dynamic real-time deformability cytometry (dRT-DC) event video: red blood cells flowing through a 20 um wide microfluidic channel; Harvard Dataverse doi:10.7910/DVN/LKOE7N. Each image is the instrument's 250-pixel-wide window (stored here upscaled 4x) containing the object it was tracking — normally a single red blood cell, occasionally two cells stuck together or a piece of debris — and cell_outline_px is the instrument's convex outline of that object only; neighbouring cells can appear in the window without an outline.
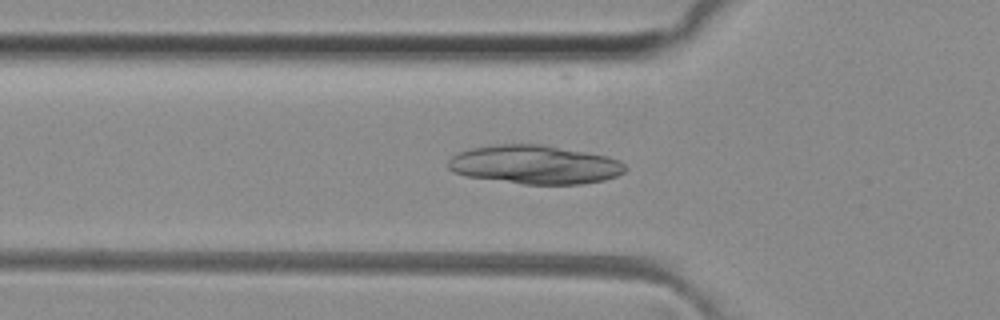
{"species": "common noctule bat (a hibernating species)", "species_latin": "Nyctalus noctula", "temperature_condition": "room temperature", "stored_images_in_passage": 35, "camera_frame_rate_fps": 3000, "um_per_image_px": 0.085, "animal": {"sex": "female", "body_mass_g": 29.2, "forearm_length_mm": 56.3}, "frame": {"image": 1, "passage_image": 2, "time_ms": 0.333, "image_size_px": [1000, 320], "cell_outline_px": [[628, 168], [624, 172], [616, 176], [604, 180], [580, 184], [524, 184], [464, 176], [452, 172], [448, 168], [448, 160], [452, 156], [460, 152], [472, 148], [496, 144], [540, 144], [608, 156], [620, 160]], "centroid_in_image_um": [45.45, 14.0], "position_along_channel_um": 80.4, "area_um2": 40.0}}
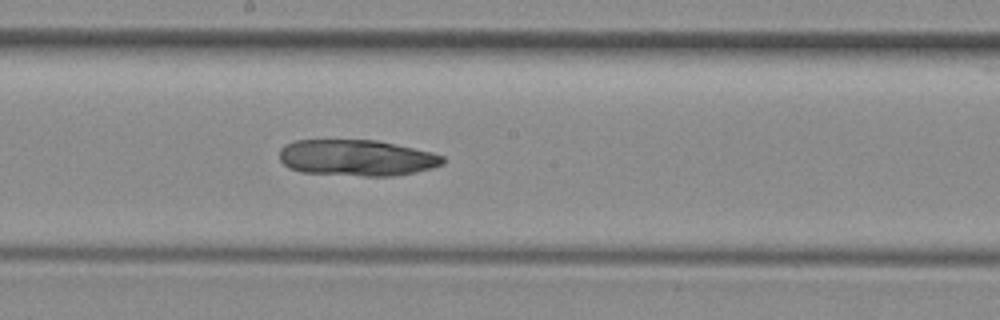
{"frame": {"image": 2, "passage_image": 12, "time_ms": 3.667, "image_size_px": [1000, 320], "cell_outline_px": [[444, 164], [432, 168], [416, 172], [392, 176], [364, 176], [300, 172], [288, 168], [280, 160], [280, 148], [284, 144], [296, 140], [376, 140], [432, 152], [444, 156]], "centroid_in_image_um": [30.31, 13.42], "position_along_channel_um": 217.9, "area_um2": 34.62}}
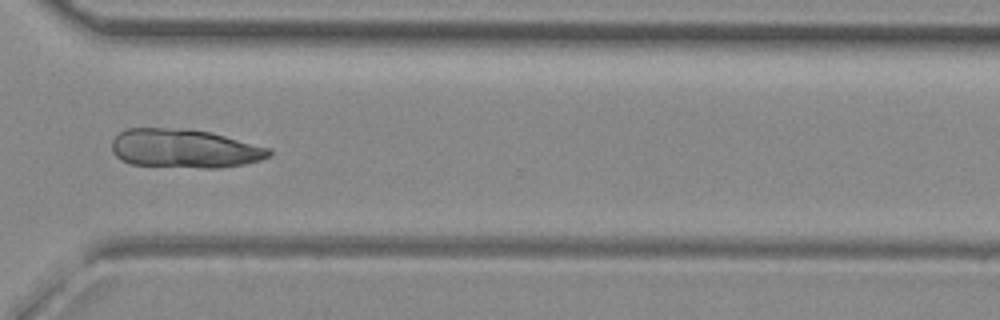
{"frame": {"image": 3, "passage_image": 22, "time_ms": 7.0, "image_size_px": [1000, 320], "cell_outline_px": [[272, 156], [260, 160], [244, 164], [220, 168], [204, 168], [132, 164], [120, 160], [112, 152], [112, 140], [120, 132], [128, 128], [184, 128], [208, 132], [272, 148]], "centroid_in_image_um": [15.69, 12.63], "position_along_channel_um": 354.9, "area_um2": 35.6}}